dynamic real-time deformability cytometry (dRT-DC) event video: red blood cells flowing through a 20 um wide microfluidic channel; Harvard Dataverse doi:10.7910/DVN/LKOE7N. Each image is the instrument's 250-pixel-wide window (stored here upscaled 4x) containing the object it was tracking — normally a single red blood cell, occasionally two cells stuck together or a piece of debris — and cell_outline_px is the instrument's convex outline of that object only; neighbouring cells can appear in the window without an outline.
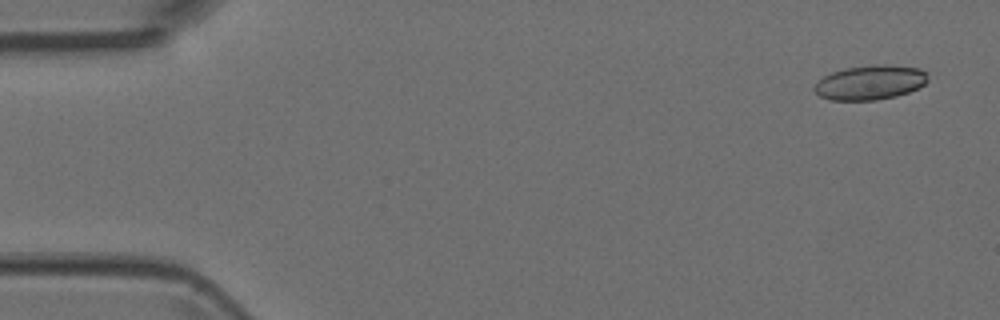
{"species": "Egyptian fruit bat (a non-hibernating species)", "species_latin": "Rousettus aegyptiacus", "temperature_condition": "room temperature", "stored_images_in_passage": 4, "camera_frame_rate_fps": 3000, "um_per_image_px": 0.085, "animal": {"sex": "female"}, "frame": {"image": 1, "passage_image": 1, "time_ms": 0.0, "image_size_px": [1000, 320], "cell_outline_px": [[928, 80], [920, 88], [896, 96], [876, 100], [828, 100], [820, 96], [812, 88], [824, 76], [832, 72], [844, 68], [872, 64], [884, 64], [920, 68], [928, 72]], "centroid_in_image_um": [73.99, 7.0], "position_along_channel_um": 11.0, "area_um2": 23.06}}
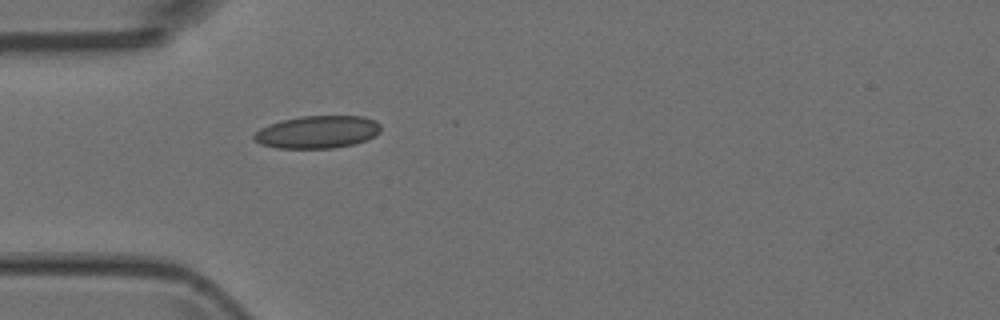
{"frame": {"image": 2, "passage_image": 4, "time_ms": 1.0, "image_size_px": [1000, 320], "cell_outline_px": [[380, 132], [376, 136], [352, 144], [332, 148], [276, 148], [260, 144], [252, 140], [252, 136], [260, 128], [268, 124], [280, 120], [300, 116], [364, 116], [376, 120], [380, 124]], "centroid_in_image_um": [26.95, 11.21], "position_along_channel_um": 58.0, "area_um2": 24.28}}